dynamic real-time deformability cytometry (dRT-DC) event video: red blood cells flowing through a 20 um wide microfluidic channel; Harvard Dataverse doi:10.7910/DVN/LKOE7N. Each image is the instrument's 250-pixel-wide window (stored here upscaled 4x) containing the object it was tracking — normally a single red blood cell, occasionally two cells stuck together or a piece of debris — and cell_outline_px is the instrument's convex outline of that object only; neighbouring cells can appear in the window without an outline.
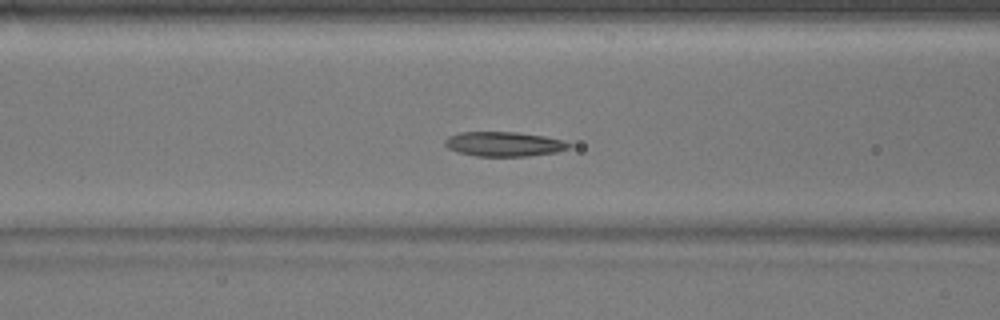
{"species": "common noctule bat (a hibernating species)", "species_latin": "Nyctalus noctula", "temperature_condition": "warm", "stored_images_in_passage": 32, "camera_frame_rate_fps": 3000, "um_per_image_px": 0.085, "animal": {"sex": "male", "body_mass_g": 17.9}, "frame": {"image": 1, "passage_image": 5, "time_ms": 1.333, "image_size_px": [1000, 320], "cell_outline_px": [[572, 144], [568, 148], [556, 152], [528, 156], [476, 156], [456, 152], [448, 148], [444, 144], [444, 140], [448, 136], [460, 132], [516, 132], [544, 136], [564, 140]], "centroid_in_image_um": [42.81, 12.24], "position_along_channel_um": 123.8, "area_um2": 17.86}}
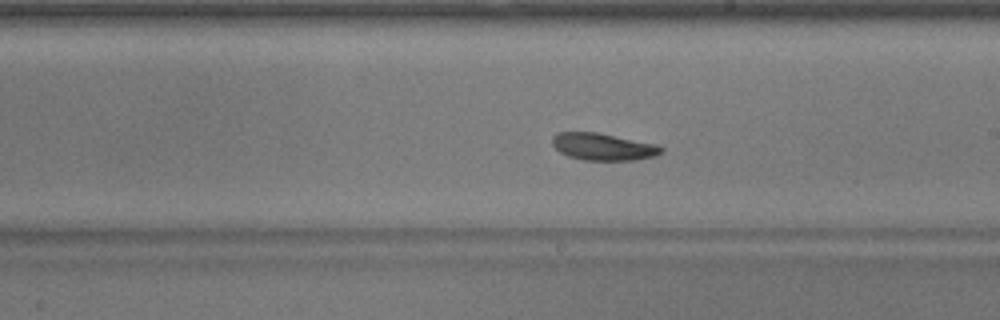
{"frame": {"image": 2, "passage_image": 14, "time_ms": 4.333, "image_size_px": [1000, 320], "cell_outline_px": [[664, 152], [656, 156], [636, 160], [584, 160], [568, 156], [560, 152], [552, 144], [552, 136], [556, 132], [596, 132], [656, 144], [664, 148]], "centroid_in_image_um": [51.28, 12.47], "position_along_channel_um": 237.7, "area_um2": 17.28}}
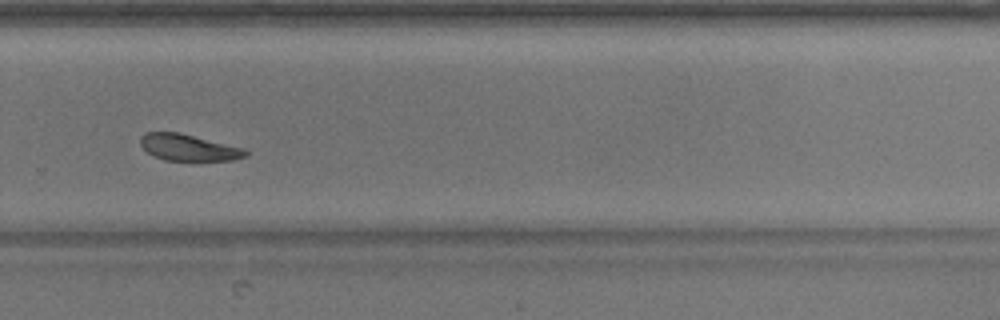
{"frame": {"image": 3, "passage_image": 20, "time_ms": 6.333, "image_size_px": [1000, 320], "cell_outline_px": [[248, 156], [232, 160], [164, 160], [152, 156], [140, 144], [140, 136], [144, 132], [180, 132], [244, 148], [248, 152]], "centroid_in_image_um": [16.01, 12.53], "position_along_channel_um": 313.8, "area_um2": 16.3}}